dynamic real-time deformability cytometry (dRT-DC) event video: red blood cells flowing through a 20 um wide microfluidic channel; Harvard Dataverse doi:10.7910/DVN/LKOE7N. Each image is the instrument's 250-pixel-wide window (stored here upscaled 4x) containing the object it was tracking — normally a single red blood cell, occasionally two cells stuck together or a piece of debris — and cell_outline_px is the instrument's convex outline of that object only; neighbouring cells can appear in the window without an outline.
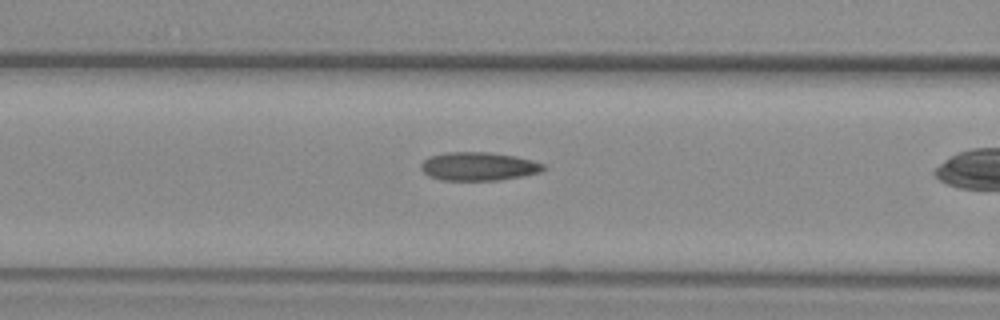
{"species": "common noctule bat (a hibernating species)", "species_latin": "Nyctalus noctula", "temperature_condition": "warm", "stored_images_in_passage": 15, "camera_frame_rate_fps": 3000, "um_per_image_px": 0.085, "animal": {"sex": "female", "body_mass_g": 29.2, "forearm_length_mm": 56.3}, "frame": {"image": 1, "passage_image": 5, "time_ms": 1.333, "image_size_px": [1000, 320], "cell_outline_px": [[548, 168], [540, 172], [524, 176], [500, 180], [440, 180], [428, 176], [420, 168], [420, 164], [428, 156], [448, 152], [488, 152], [516, 156], [532, 160], [544, 164]], "centroid_in_image_um": [40.68, 14.14], "position_along_channel_um": 125.9, "area_um2": 20.52}}
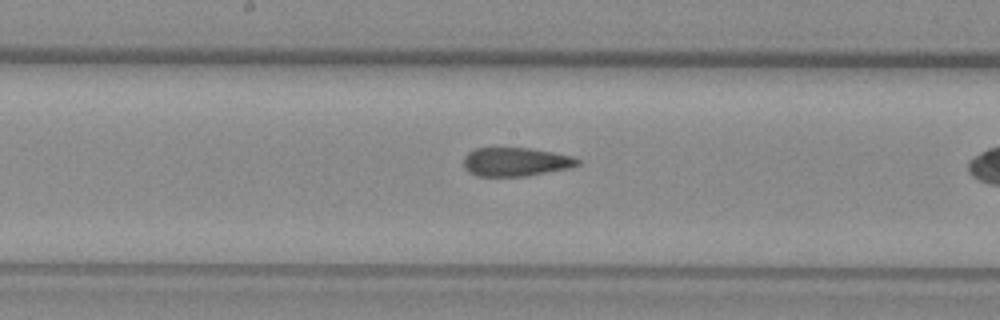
{"frame": {"image": 2, "passage_image": 11, "time_ms": 3.333, "image_size_px": [1000, 320], "cell_outline_px": [[580, 164], [572, 168], [528, 176], [476, 176], [468, 172], [464, 168], [464, 156], [468, 152], [476, 148], [528, 148], [552, 152], [572, 156], [580, 160]], "centroid_in_image_um": [43.84, 13.77], "position_along_channel_um": 204.4, "area_um2": 19.25}}